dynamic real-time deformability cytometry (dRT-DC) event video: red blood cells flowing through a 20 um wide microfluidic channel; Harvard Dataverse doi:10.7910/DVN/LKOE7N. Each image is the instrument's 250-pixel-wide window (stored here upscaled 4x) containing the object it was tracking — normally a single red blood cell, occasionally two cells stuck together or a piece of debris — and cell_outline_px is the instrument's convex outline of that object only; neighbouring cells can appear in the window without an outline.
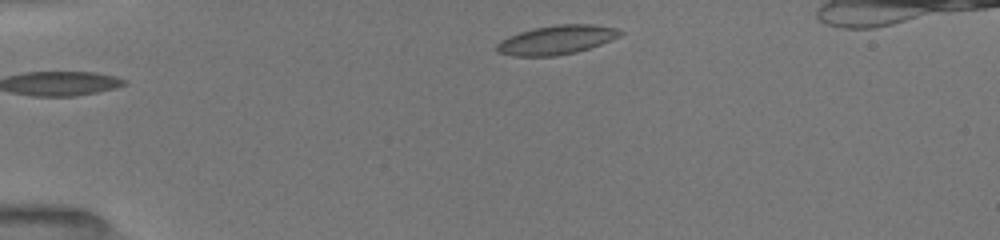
{"species": "common noctule bat (a hibernating species)", "species_latin": "Nyctalus noctula", "temperature_condition": "room temperature", "stored_images_in_passage": 9, "camera_frame_rate_fps": 3000, "um_per_image_px": 0.085, "animal": {"sex": "female", "body_mass_g": 19.5, "forearm_length_mm": 54.1}, "frame": {"image": 1, "passage_image": 1, "time_ms": 0.0, "image_size_px": [1000, 240], "cell_outline_px": [[624, 32], [620, 36], [600, 44], [576, 52], [556, 56], [512, 56], [496, 52], [496, 44], [500, 40], [508, 36], [532, 28], [556, 24], [592, 24], [616, 28]], "centroid_in_image_um": [47.27, 3.39], "position_along_channel_um": 37.7, "area_um2": 20.98}}
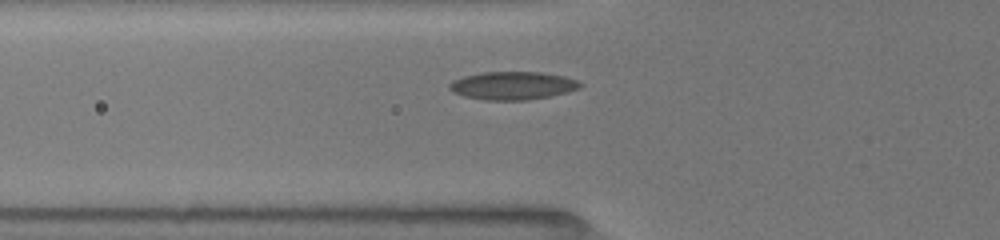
{"frame": {"image": 2, "passage_image": 6, "time_ms": 2.333, "image_size_px": [1000, 240], "cell_outline_px": [[584, 84], [580, 88], [568, 92], [528, 100], [484, 100], [464, 96], [452, 92], [448, 88], [448, 84], [452, 80], [464, 76], [484, 72], [540, 72], [564, 76], [576, 80]], "centroid_in_image_um": [43.56, 7.28], "position_along_channel_um": 82.2, "area_um2": 21.44}}
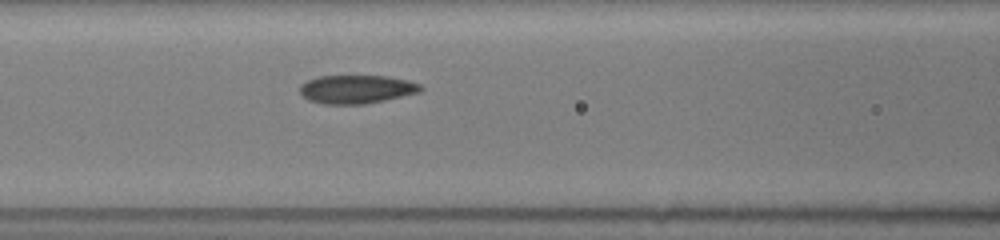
{"frame": {"image": 3, "passage_image": 9, "time_ms": 3.667, "image_size_px": [1000, 240], "cell_outline_px": [[424, 88], [420, 92], [384, 100], [364, 104], [324, 104], [308, 100], [300, 92], [300, 84], [308, 80], [320, 76], [388, 76], [408, 80], [420, 84]], "centroid_in_image_um": [30.32, 7.58], "position_along_channel_um": 136.3, "area_um2": 20.0}}